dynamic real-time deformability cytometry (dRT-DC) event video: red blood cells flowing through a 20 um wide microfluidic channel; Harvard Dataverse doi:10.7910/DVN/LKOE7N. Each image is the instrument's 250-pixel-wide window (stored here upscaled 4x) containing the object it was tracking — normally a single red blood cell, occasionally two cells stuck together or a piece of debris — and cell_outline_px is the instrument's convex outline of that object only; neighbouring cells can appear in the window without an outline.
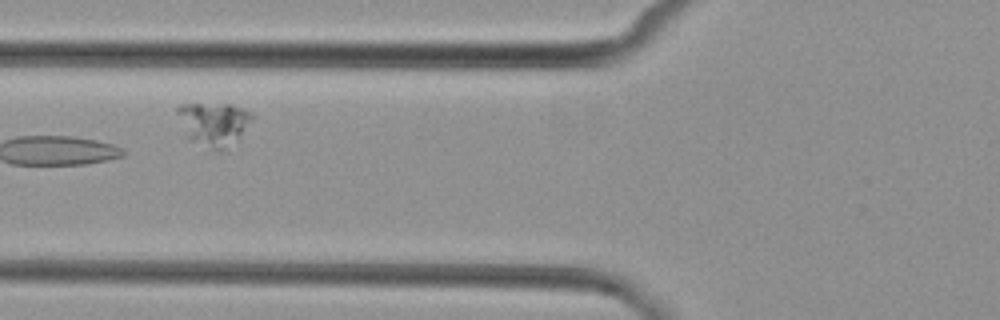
{"species": "common noctule bat (a hibernating species)", "species_latin": "Nyctalus noctula", "temperature_condition": "cold", "stored_images_in_passage": 8, "camera_frame_rate_fps": 3000, "um_per_image_px": 0.085, "animal": {"sex": "female", "body_mass_g": 29.2, "forearm_length_mm": 56.3}, "frame": {"image": 1, "passage_image": 3, "time_ms": 2.333, "image_size_px": [1000, 320], "cell_outline_px": [[252, 120], [236, 140], [224, 152], [212, 152], [188, 140], [176, 112], [176, 108], [180, 104], [232, 104], [252, 112]], "centroid_in_image_um": [18.14, 10.57], "position_along_channel_um": 107.7, "area_um2": 19.36}}
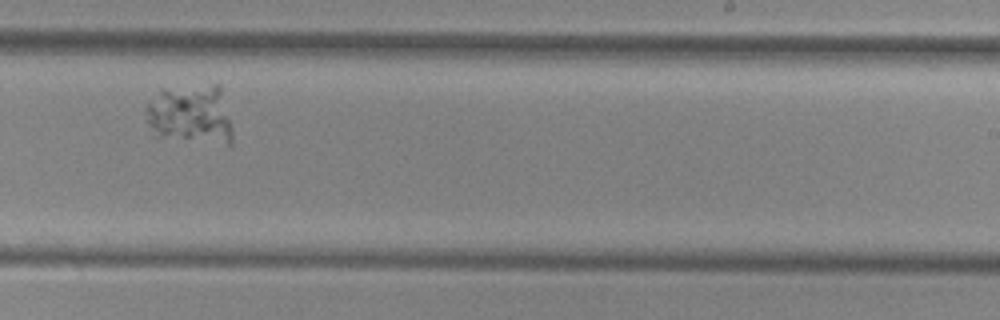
{"frame": {"image": 2, "passage_image": 7, "time_ms": 7.0, "image_size_px": [1000, 320], "cell_outline_px": [[232, 148], [228, 148], [156, 136], [148, 124], [144, 112], [148, 104], [160, 88], [212, 84], [220, 84], [232, 128]], "centroid_in_image_um": [16.24, 9.78], "position_along_channel_um": 272.8, "area_um2": 31.27}}
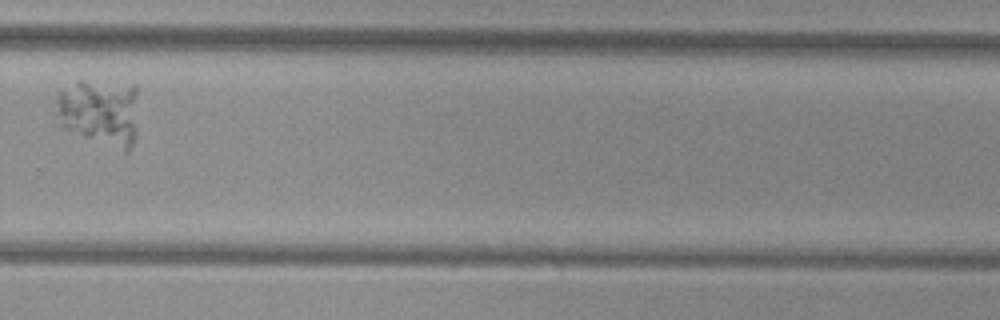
{"frame": {"image": 3, "passage_image": 8, "time_ms": 8.333, "image_size_px": [1000, 320], "cell_outline_px": [[136, 132], [132, 148], [128, 152], [124, 152], [60, 128], [56, 116], [56, 100], [60, 92], [80, 80], [84, 80], [136, 84]], "centroid_in_image_um": [8.49, 9.55], "position_along_channel_um": 321.3, "area_um2": 32.71}}